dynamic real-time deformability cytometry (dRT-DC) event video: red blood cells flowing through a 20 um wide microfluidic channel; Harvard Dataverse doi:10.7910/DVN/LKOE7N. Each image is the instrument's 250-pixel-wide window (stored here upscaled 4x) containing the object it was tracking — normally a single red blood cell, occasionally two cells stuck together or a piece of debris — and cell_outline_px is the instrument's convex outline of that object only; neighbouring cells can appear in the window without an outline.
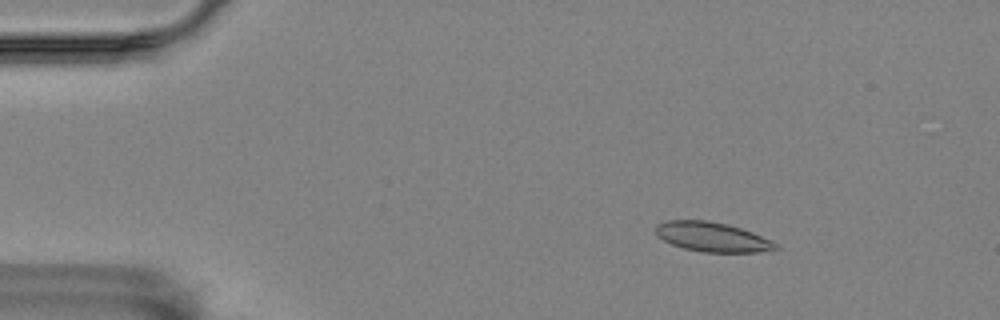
{"species": "Egyptian fruit bat (a non-hibernating species)", "species_latin": "Rousettus aegyptiacus", "temperature_condition": "room temperature", "stored_images_in_passage": 9, "camera_frame_rate_fps": 3000, "um_per_image_px": 0.085, "animal": {"sex": "female"}, "frame": {"image": 1, "passage_image": 1, "time_ms": 0.0, "image_size_px": [1000, 320], "cell_outline_px": [[780, 248], [760, 252], [704, 252], [684, 248], [672, 244], [656, 236], [656, 224], [668, 220], [708, 220], [728, 224], [752, 232], [772, 240], [780, 244]], "centroid_in_image_um": [60.57, 20.14], "position_along_channel_um": 24.4, "area_um2": 20.75}}
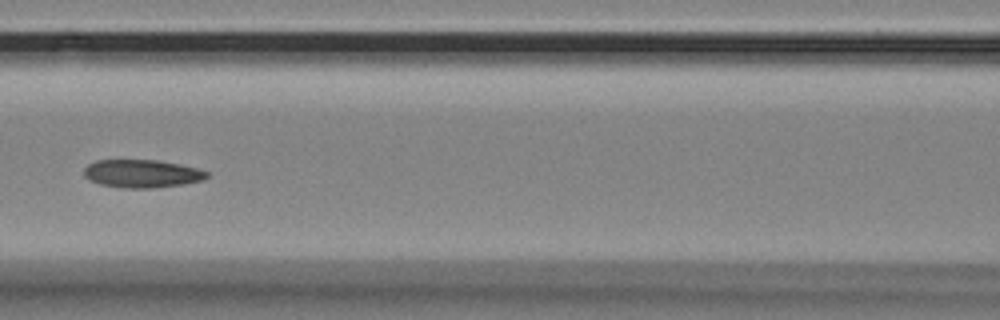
{"frame": {"image": 2, "passage_image": 6, "time_ms": 1.667, "image_size_px": [1000, 320], "cell_outline_px": [[208, 176], [204, 180], [184, 184], [152, 188], [120, 188], [100, 184], [88, 180], [84, 176], [84, 168], [88, 164], [96, 160], [160, 160], [180, 164], [196, 168], [208, 172]], "centroid_in_image_um": [12.05, 14.76], "position_along_channel_um": 154.6, "area_um2": 20.23}}
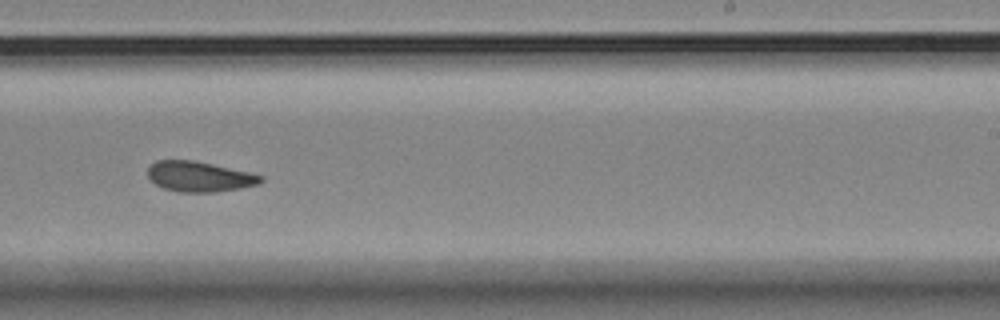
{"frame": {"image": 3, "passage_image": 9, "time_ms": 2.667, "image_size_px": [1000, 320], "cell_outline_px": [[264, 180], [260, 184], [240, 188], [216, 192], [180, 192], [164, 188], [156, 184], [148, 176], [148, 168], [156, 160], [192, 160], [212, 164], [248, 172], [264, 176]], "centroid_in_image_um": [16.97, 15.01], "position_along_channel_um": 272.0, "area_um2": 19.83}}